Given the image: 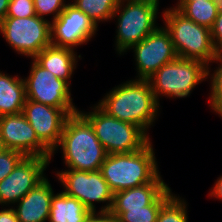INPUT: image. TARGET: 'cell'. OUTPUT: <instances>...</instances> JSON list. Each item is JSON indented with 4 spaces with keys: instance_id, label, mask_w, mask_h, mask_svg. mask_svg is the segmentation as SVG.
<instances>
[{
    "instance_id": "obj_1",
    "label": "cell",
    "mask_w": 222,
    "mask_h": 222,
    "mask_svg": "<svg viewBox=\"0 0 222 222\" xmlns=\"http://www.w3.org/2000/svg\"><path fill=\"white\" fill-rule=\"evenodd\" d=\"M97 105L108 115L139 126L148 135L160 112L148 79H131L115 86Z\"/></svg>"
},
{
    "instance_id": "obj_2",
    "label": "cell",
    "mask_w": 222,
    "mask_h": 222,
    "mask_svg": "<svg viewBox=\"0 0 222 222\" xmlns=\"http://www.w3.org/2000/svg\"><path fill=\"white\" fill-rule=\"evenodd\" d=\"M57 149L62 151L67 170H100L107 156L90 122L79 111L67 117L52 157Z\"/></svg>"
},
{
    "instance_id": "obj_3",
    "label": "cell",
    "mask_w": 222,
    "mask_h": 222,
    "mask_svg": "<svg viewBox=\"0 0 222 222\" xmlns=\"http://www.w3.org/2000/svg\"><path fill=\"white\" fill-rule=\"evenodd\" d=\"M152 140L141 150L107 154L100 167L111 191L117 193L152 182L159 174Z\"/></svg>"
},
{
    "instance_id": "obj_4",
    "label": "cell",
    "mask_w": 222,
    "mask_h": 222,
    "mask_svg": "<svg viewBox=\"0 0 222 222\" xmlns=\"http://www.w3.org/2000/svg\"><path fill=\"white\" fill-rule=\"evenodd\" d=\"M162 13L164 27L170 33L177 56L201 61L210 68L218 55L211 30L190 20L175 7L166 8Z\"/></svg>"
},
{
    "instance_id": "obj_5",
    "label": "cell",
    "mask_w": 222,
    "mask_h": 222,
    "mask_svg": "<svg viewBox=\"0 0 222 222\" xmlns=\"http://www.w3.org/2000/svg\"><path fill=\"white\" fill-rule=\"evenodd\" d=\"M159 4L147 0H119L113 18L117 20L115 50L124 55L159 26Z\"/></svg>"
},
{
    "instance_id": "obj_6",
    "label": "cell",
    "mask_w": 222,
    "mask_h": 222,
    "mask_svg": "<svg viewBox=\"0 0 222 222\" xmlns=\"http://www.w3.org/2000/svg\"><path fill=\"white\" fill-rule=\"evenodd\" d=\"M90 109V112H79L90 122L107 154L139 151L151 141L139 126L108 115L97 104Z\"/></svg>"
},
{
    "instance_id": "obj_7",
    "label": "cell",
    "mask_w": 222,
    "mask_h": 222,
    "mask_svg": "<svg viewBox=\"0 0 222 222\" xmlns=\"http://www.w3.org/2000/svg\"><path fill=\"white\" fill-rule=\"evenodd\" d=\"M207 78V65L193 59L177 57L158 69L148 78L156 100L159 97L186 98L196 85Z\"/></svg>"
},
{
    "instance_id": "obj_8",
    "label": "cell",
    "mask_w": 222,
    "mask_h": 222,
    "mask_svg": "<svg viewBox=\"0 0 222 222\" xmlns=\"http://www.w3.org/2000/svg\"><path fill=\"white\" fill-rule=\"evenodd\" d=\"M56 177L63 186V192L78 199L93 214H109L114 193L111 191L107 181L103 178L100 170L79 171L64 170L57 171ZM96 203H106L96 210Z\"/></svg>"
},
{
    "instance_id": "obj_9",
    "label": "cell",
    "mask_w": 222,
    "mask_h": 222,
    "mask_svg": "<svg viewBox=\"0 0 222 222\" xmlns=\"http://www.w3.org/2000/svg\"><path fill=\"white\" fill-rule=\"evenodd\" d=\"M51 21L35 15L26 18L5 17L0 34L17 54L34 58L51 45Z\"/></svg>"
},
{
    "instance_id": "obj_10",
    "label": "cell",
    "mask_w": 222,
    "mask_h": 222,
    "mask_svg": "<svg viewBox=\"0 0 222 222\" xmlns=\"http://www.w3.org/2000/svg\"><path fill=\"white\" fill-rule=\"evenodd\" d=\"M25 82L26 99L59 109H78L71 97L70 85L41 67L33 58Z\"/></svg>"
},
{
    "instance_id": "obj_11",
    "label": "cell",
    "mask_w": 222,
    "mask_h": 222,
    "mask_svg": "<svg viewBox=\"0 0 222 222\" xmlns=\"http://www.w3.org/2000/svg\"><path fill=\"white\" fill-rule=\"evenodd\" d=\"M51 159L25 156L13 171L0 181V205L14 206L45 178Z\"/></svg>"
},
{
    "instance_id": "obj_12",
    "label": "cell",
    "mask_w": 222,
    "mask_h": 222,
    "mask_svg": "<svg viewBox=\"0 0 222 222\" xmlns=\"http://www.w3.org/2000/svg\"><path fill=\"white\" fill-rule=\"evenodd\" d=\"M131 49L136 62V79H148L163 65L178 57L170 33L164 26H159Z\"/></svg>"
},
{
    "instance_id": "obj_13",
    "label": "cell",
    "mask_w": 222,
    "mask_h": 222,
    "mask_svg": "<svg viewBox=\"0 0 222 222\" xmlns=\"http://www.w3.org/2000/svg\"><path fill=\"white\" fill-rule=\"evenodd\" d=\"M97 28L85 13L69 2L59 16L51 21V45L75 50L94 38Z\"/></svg>"
},
{
    "instance_id": "obj_14",
    "label": "cell",
    "mask_w": 222,
    "mask_h": 222,
    "mask_svg": "<svg viewBox=\"0 0 222 222\" xmlns=\"http://www.w3.org/2000/svg\"><path fill=\"white\" fill-rule=\"evenodd\" d=\"M78 111L79 109H59L26 99L22 113L38 139L53 152L60 142L67 117Z\"/></svg>"
},
{
    "instance_id": "obj_15",
    "label": "cell",
    "mask_w": 222,
    "mask_h": 222,
    "mask_svg": "<svg viewBox=\"0 0 222 222\" xmlns=\"http://www.w3.org/2000/svg\"><path fill=\"white\" fill-rule=\"evenodd\" d=\"M0 135L9 150L25 156L53 159L52 152L38 139L22 112L0 116Z\"/></svg>"
},
{
    "instance_id": "obj_16",
    "label": "cell",
    "mask_w": 222,
    "mask_h": 222,
    "mask_svg": "<svg viewBox=\"0 0 222 222\" xmlns=\"http://www.w3.org/2000/svg\"><path fill=\"white\" fill-rule=\"evenodd\" d=\"M168 187L159 174L150 183L114 193L109 215L116 219L127 210L142 209L151 205Z\"/></svg>"
},
{
    "instance_id": "obj_17",
    "label": "cell",
    "mask_w": 222,
    "mask_h": 222,
    "mask_svg": "<svg viewBox=\"0 0 222 222\" xmlns=\"http://www.w3.org/2000/svg\"><path fill=\"white\" fill-rule=\"evenodd\" d=\"M53 194L51 183L46 177L16 203V208L12 206L19 222H46Z\"/></svg>"
},
{
    "instance_id": "obj_18",
    "label": "cell",
    "mask_w": 222,
    "mask_h": 222,
    "mask_svg": "<svg viewBox=\"0 0 222 222\" xmlns=\"http://www.w3.org/2000/svg\"><path fill=\"white\" fill-rule=\"evenodd\" d=\"M81 55L77 56L74 49L67 47L47 46L33 59L43 68L49 70L59 79L66 81L71 86L72 74L77 68V62Z\"/></svg>"
},
{
    "instance_id": "obj_19",
    "label": "cell",
    "mask_w": 222,
    "mask_h": 222,
    "mask_svg": "<svg viewBox=\"0 0 222 222\" xmlns=\"http://www.w3.org/2000/svg\"><path fill=\"white\" fill-rule=\"evenodd\" d=\"M94 214L78 199L63 191L53 194L49 222H87Z\"/></svg>"
},
{
    "instance_id": "obj_20",
    "label": "cell",
    "mask_w": 222,
    "mask_h": 222,
    "mask_svg": "<svg viewBox=\"0 0 222 222\" xmlns=\"http://www.w3.org/2000/svg\"><path fill=\"white\" fill-rule=\"evenodd\" d=\"M25 101L24 79L0 70V116L22 112Z\"/></svg>"
},
{
    "instance_id": "obj_21",
    "label": "cell",
    "mask_w": 222,
    "mask_h": 222,
    "mask_svg": "<svg viewBox=\"0 0 222 222\" xmlns=\"http://www.w3.org/2000/svg\"><path fill=\"white\" fill-rule=\"evenodd\" d=\"M195 23L212 28L218 11L214 0L177 1L174 6Z\"/></svg>"
},
{
    "instance_id": "obj_22",
    "label": "cell",
    "mask_w": 222,
    "mask_h": 222,
    "mask_svg": "<svg viewBox=\"0 0 222 222\" xmlns=\"http://www.w3.org/2000/svg\"><path fill=\"white\" fill-rule=\"evenodd\" d=\"M118 3L119 0H71V4L85 13L97 27L99 22L112 20Z\"/></svg>"
},
{
    "instance_id": "obj_23",
    "label": "cell",
    "mask_w": 222,
    "mask_h": 222,
    "mask_svg": "<svg viewBox=\"0 0 222 222\" xmlns=\"http://www.w3.org/2000/svg\"><path fill=\"white\" fill-rule=\"evenodd\" d=\"M173 194L170 187H168L151 205L145 206L142 209L127 210L121 213L115 221L156 222L161 207Z\"/></svg>"
},
{
    "instance_id": "obj_24",
    "label": "cell",
    "mask_w": 222,
    "mask_h": 222,
    "mask_svg": "<svg viewBox=\"0 0 222 222\" xmlns=\"http://www.w3.org/2000/svg\"><path fill=\"white\" fill-rule=\"evenodd\" d=\"M187 202L173 194L161 207L156 222H188Z\"/></svg>"
},
{
    "instance_id": "obj_25",
    "label": "cell",
    "mask_w": 222,
    "mask_h": 222,
    "mask_svg": "<svg viewBox=\"0 0 222 222\" xmlns=\"http://www.w3.org/2000/svg\"><path fill=\"white\" fill-rule=\"evenodd\" d=\"M211 63L218 64V67L214 71L207 68V78H210L211 83L208 102L215 114L222 117V55L218 54Z\"/></svg>"
},
{
    "instance_id": "obj_26",
    "label": "cell",
    "mask_w": 222,
    "mask_h": 222,
    "mask_svg": "<svg viewBox=\"0 0 222 222\" xmlns=\"http://www.w3.org/2000/svg\"><path fill=\"white\" fill-rule=\"evenodd\" d=\"M36 15L46 19V16L53 15L54 21L68 5L66 0H33Z\"/></svg>"
},
{
    "instance_id": "obj_27",
    "label": "cell",
    "mask_w": 222,
    "mask_h": 222,
    "mask_svg": "<svg viewBox=\"0 0 222 222\" xmlns=\"http://www.w3.org/2000/svg\"><path fill=\"white\" fill-rule=\"evenodd\" d=\"M25 155L16 150H9L0 153V181L8 176Z\"/></svg>"
},
{
    "instance_id": "obj_28",
    "label": "cell",
    "mask_w": 222,
    "mask_h": 222,
    "mask_svg": "<svg viewBox=\"0 0 222 222\" xmlns=\"http://www.w3.org/2000/svg\"><path fill=\"white\" fill-rule=\"evenodd\" d=\"M35 15L33 0H10L6 17L26 18Z\"/></svg>"
},
{
    "instance_id": "obj_29",
    "label": "cell",
    "mask_w": 222,
    "mask_h": 222,
    "mask_svg": "<svg viewBox=\"0 0 222 222\" xmlns=\"http://www.w3.org/2000/svg\"><path fill=\"white\" fill-rule=\"evenodd\" d=\"M210 30L214 48L216 52L220 54L222 52V12H218L215 22Z\"/></svg>"
},
{
    "instance_id": "obj_30",
    "label": "cell",
    "mask_w": 222,
    "mask_h": 222,
    "mask_svg": "<svg viewBox=\"0 0 222 222\" xmlns=\"http://www.w3.org/2000/svg\"><path fill=\"white\" fill-rule=\"evenodd\" d=\"M0 222H19L13 207L3 208L0 210Z\"/></svg>"
},
{
    "instance_id": "obj_31",
    "label": "cell",
    "mask_w": 222,
    "mask_h": 222,
    "mask_svg": "<svg viewBox=\"0 0 222 222\" xmlns=\"http://www.w3.org/2000/svg\"><path fill=\"white\" fill-rule=\"evenodd\" d=\"M215 185L210 190V193L208 196L215 199H220L222 201V176L220 175L219 178H217V181L214 183Z\"/></svg>"
},
{
    "instance_id": "obj_32",
    "label": "cell",
    "mask_w": 222,
    "mask_h": 222,
    "mask_svg": "<svg viewBox=\"0 0 222 222\" xmlns=\"http://www.w3.org/2000/svg\"><path fill=\"white\" fill-rule=\"evenodd\" d=\"M87 222H116L109 214H94Z\"/></svg>"
},
{
    "instance_id": "obj_33",
    "label": "cell",
    "mask_w": 222,
    "mask_h": 222,
    "mask_svg": "<svg viewBox=\"0 0 222 222\" xmlns=\"http://www.w3.org/2000/svg\"><path fill=\"white\" fill-rule=\"evenodd\" d=\"M10 0H0V23L5 19Z\"/></svg>"
},
{
    "instance_id": "obj_34",
    "label": "cell",
    "mask_w": 222,
    "mask_h": 222,
    "mask_svg": "<svg viewBox=\"0 0 222 222\" xmlns=\"http://www.w3.org/2000/svg\"><path fill=\"white\" fill-rule=\"evenodd\" d=\"M6 150H7V148L5 146L4 140H3L2 136L0 135V153L4 152Z\"/></svg>"
},
{
    "instance_id": "obj_35",
    "label": "cell",
    "mask_w": 222,
    "mask_h": 222,
    "mask_svg": "<svg viewBox=\"0 0 222 222\" xmlns=\"http://www.w3.org/2000/svg\"><path fill=\"white\" fill-rule=\"evenodd\" d=\"M214 1L217 7V11L222 12V0H214Z\"/></svg>"
},
{
    "instance_id": "obj_36",
    "label": "cell",
    "mask_w": 222,
    "mask_h": 222,
    "mask_svg": "<svg viewBox=\"0 0 222 222\" xmlns=\"http://www.w3.org/2000/svg\"><path fill=\"white\" fill-rule=\"evenodd\" d=\"M147 1H151V2H154V3H157V4H159V0H147Z\"/></svg>"
},
{
    "instance_id": "obj_37",
    "label": "cell",
    "mask_w": 222,
    "mask_h": 222,
    "mask_svg": "<svg viewBox=\"0 0 222 222\" xmlns=\"http://www.w3.org/2000/svg\"><path fill=\"white\" fill-rule=\"evenodd\" d=\"M178 1H196V0H178ZM198 1H203V0H198Z\"/></svg>"
}]
</instances>
